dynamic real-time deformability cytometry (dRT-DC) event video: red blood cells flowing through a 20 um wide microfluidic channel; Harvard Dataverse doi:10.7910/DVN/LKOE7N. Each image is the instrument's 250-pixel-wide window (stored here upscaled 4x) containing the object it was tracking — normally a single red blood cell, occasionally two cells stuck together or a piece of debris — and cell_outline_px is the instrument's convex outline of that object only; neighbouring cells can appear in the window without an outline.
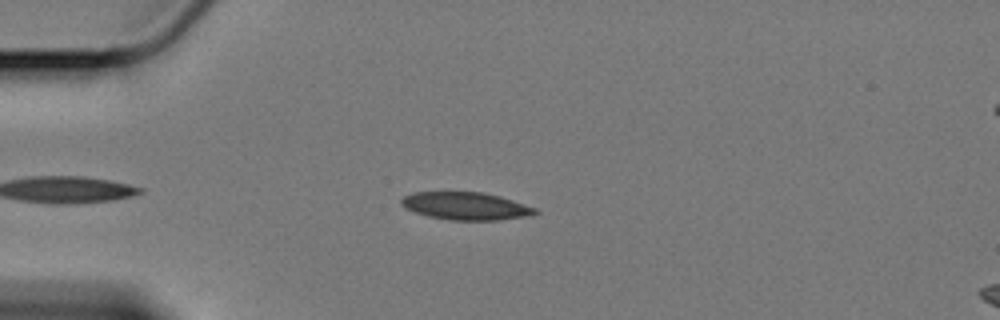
{"species": "Egyptian fruit bat (a non-hibernating species)", "species_latin": "Rousettus aegyptiacus", "temperature_condition": "cold", "stored_images_in_passage": 49, "camera_frame_rate_fps": 3000, "um_per_image_px": 0.085, "animal": {"sex": "female"}, "frame": {"image": 1, "passage_image": 9, "time_ms": 2.667, "image_size_px": [1000, 320], "cell_outline_px": [[540, 212], [524, 216], [496, 220], [452, 220], [428, 216], [416, 212], [400, 204], [400, 200], [404, 196], [412, 192], [480, 192], [500, 196], [536, 208]], "centroid_in_image_um": [39.57, 17.5], "position_along_channel_um": 45.4, "area_um2": 21.27}}
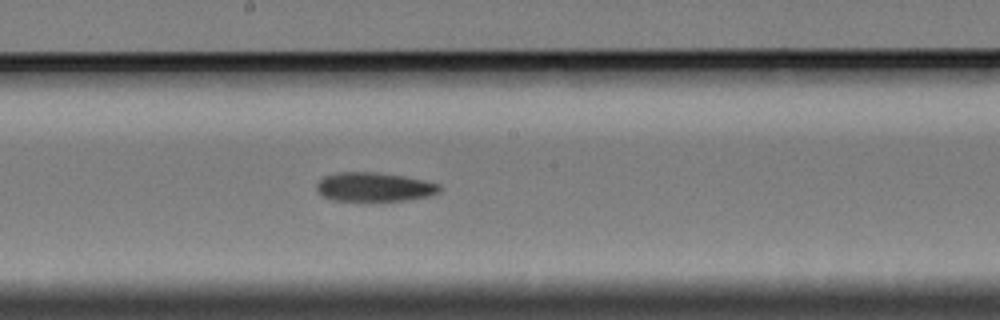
{"frame": {"image": 2, "passage_image": 26, "time_ms": 8.333, "image_size_px": [1000, 320], "cell_outline_px": [[444, 188], [440, 192], [428, 196], [404, 200], [332, 200], [324, 196], [316, 188], [316, 184], [324, 176], [336, 172], [376, 172], [404, 176], [424, 180], [440, 184]], "centroid_in_image_um": [31.84, 15.87], "position_along_channel_um": 216.4, "area_um2": 20.69}}
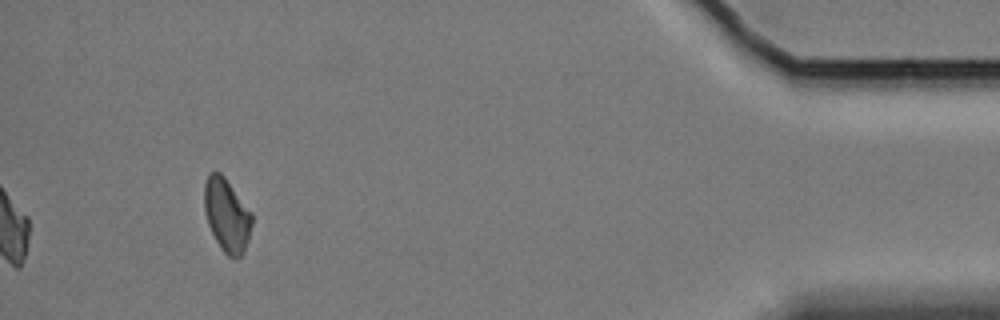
{"frame": {"image": 3, "passage_image": 49, "time_ms": 16.0, "image_size_px": [1000, 320], "cell_outline_px": [[252, 224], [244, 252], [240, 256], [228, 256], [224, 252], [216, 240], [208, 224], [204, 208], [204, 184], [208, 176], [212, 172], [220, 172], [224, 176], [252, 212]], "centroid_in_image_um": [19.28, 18.26], "position_along_channel_um": 415.9, "area_um2": 20.06}}